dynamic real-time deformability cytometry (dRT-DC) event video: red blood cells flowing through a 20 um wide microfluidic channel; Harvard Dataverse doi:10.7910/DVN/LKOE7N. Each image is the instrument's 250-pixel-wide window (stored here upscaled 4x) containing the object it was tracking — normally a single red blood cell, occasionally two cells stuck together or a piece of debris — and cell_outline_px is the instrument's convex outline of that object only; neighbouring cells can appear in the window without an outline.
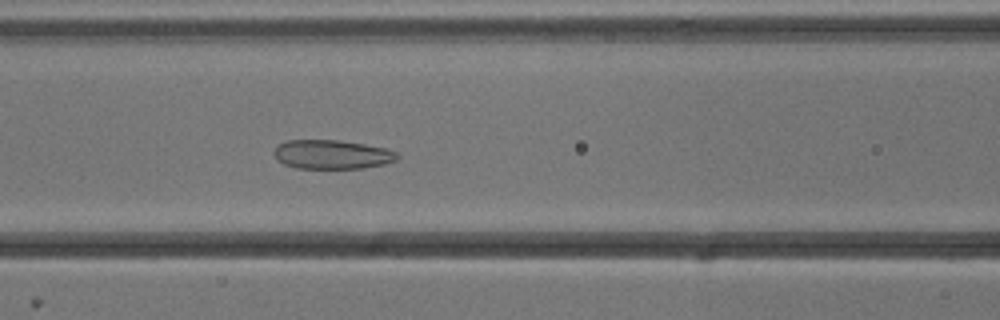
{"species": "common noctule bat (a hibernating species)", "species_latin": "Nyctalus noctula", "temperature_condition": "cold", "stored_images_in_passage": 41, "camera_frame_rate_fps": 3000, "um_per_image_px": 0.085, "animal": {"sex": "male", "body_mass_g": 13.3}, "frame": {"image": 1, "passage_image": 10, "time_ms": 3.0, "image_size_px": [1000, 320], "cell_outline_px": [[400, 156], [396, 160], [384, 164], [364, 168], [296, 168], [284, 164], [276, 160], [272, 152], [280, 144], [288, 140], [340, 140], [364, 144], [384, 148], [396, 152]], "centroid_in_image_um": [28.2, 13.13], "position_along_channel_um": 138.4, "area_um2": 20.87}}
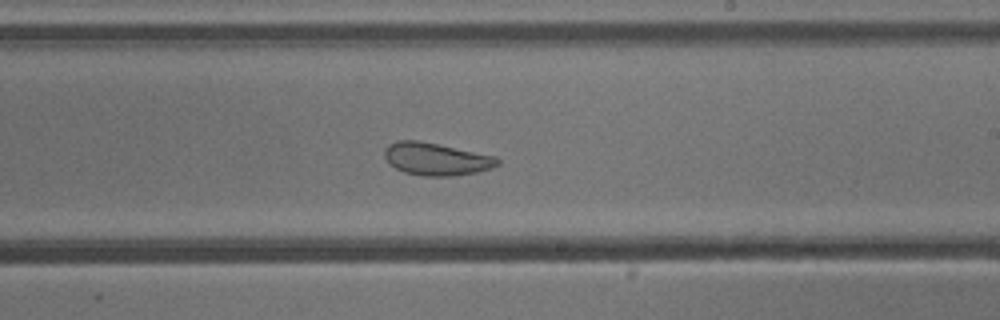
{"frame": {"image": 2, "passage_image": 19, "time_ms": 6.0, "image_size_px": [1000, 320], "cell_outline_px": [[500, 164], [492, 168], [476, 172], [456, 176], [424, 176], [404, 172], [388, 164], [384, 156], [384, 148], [388, 144], [396, 140], [420, 140], [496, 156], [500, 160]], "centroid_in_image_um": [37.06, 13.51], "position_along_channel_um": 251.9, "area_um2": 21.73}}
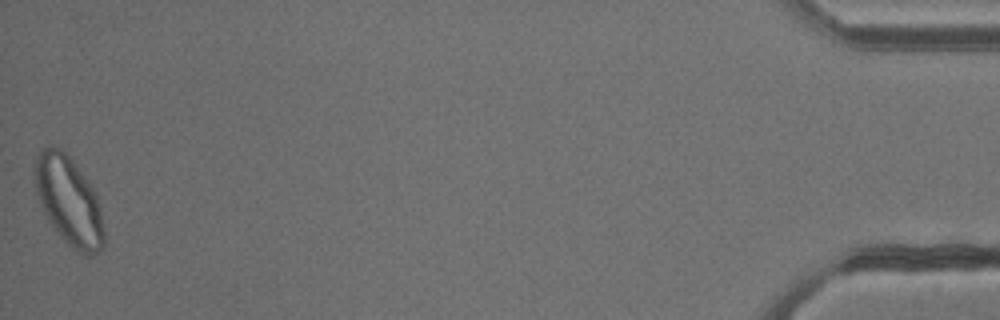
{"frame": {"image": 3, "passage_image": 41, "time_ms": 13.333, "image_size_px": [1000, 320], "cell_outline_px": [[104, 244], [100, 252], [92, 256], [84, 256], [72, 248], [64, 240], [48, 220], [44, 212], [36, 192], [32, 172], [32, 168], [36, 156], [48, 144], [52, 144], [60, 148], [72, 160], [96, 192], [104, 232]], "centroid_in_image_um": [5.83, 17.07], "position_along_channel_um": 429.4, "area_um2": 35.95}, "authors_computed_cell_mechanics": {"area_um2": 22.6576, "velocity_mm_per_s": 3.7877, "shape_relaxation_time_tau1_ms": 9.5293, "shape_relaxation_time_tau2_ms": 1.8023, "deformation_change_tau1": 0.1685, "deformation_change_tau2": 0.0872}}